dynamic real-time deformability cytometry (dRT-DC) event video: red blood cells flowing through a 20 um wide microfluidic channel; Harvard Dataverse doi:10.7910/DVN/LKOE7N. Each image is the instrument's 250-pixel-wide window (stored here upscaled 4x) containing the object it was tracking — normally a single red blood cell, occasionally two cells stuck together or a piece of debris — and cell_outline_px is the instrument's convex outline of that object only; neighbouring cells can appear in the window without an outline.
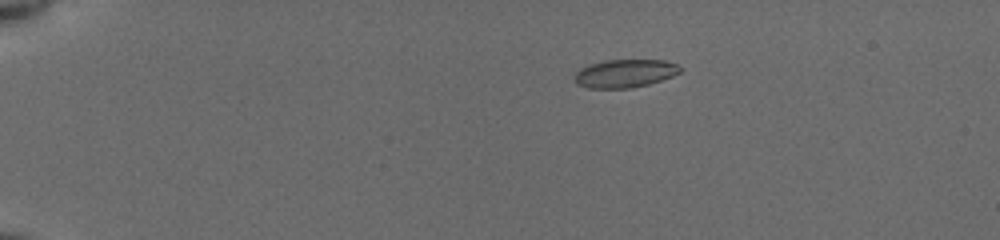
{"species": "common noctule bat (a hibernating species)", "species_latin": "Nyctalus noctula", "temperature_condition": "cold", "stored_images_in_passage": 46, "camera_frame_rate_fps": 3000, "um_per_image_px": 0.085, "animal": {"sex": "female", "body_mass_g": 19.5, "forearm_length_mm": 54.1}, "frame": {"image": 1, "passage_image": 3, "time_ms": 0.667, "image_size_px": [1000, 240], "cell_outline_px": [[684, 68], [680, 72], [672, 76], [648, 84], [628, 88], [588, 88], [576, 84], [572, 80], [576, 72], [580, 68], [588, 64], [604, 60], [664, 60], [676, 64]], "centroid_in_image_um": [53.07, 6.23], "position_along_channel_um": 31.9, "area_um2": 17.46}}
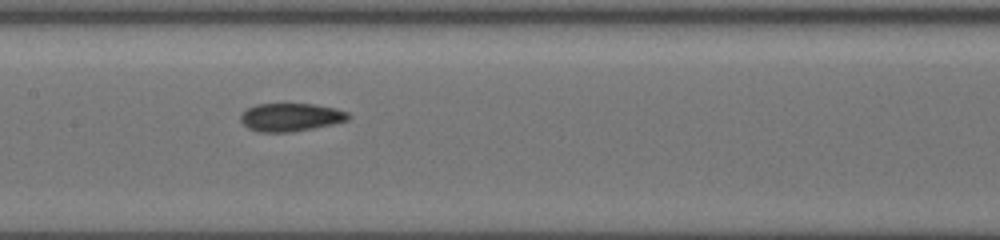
{"frame": {"image": 2, "passage_image": 21, "time_ms": 6.667, "image_size_px": [1000, 240], "cell_outline_px": [[352, 116], [348, 120], [332, 124], [292, 132], [260, 132], [248, 128], [240, 120], [240, 116], [248, 108], [256, 104], [312, 104], [336, 108], [348, 112]], "centroid_in_image_um": [24.73, 9.96], "position_along_channel_um": 182.7, "area_um2": 17.57}}
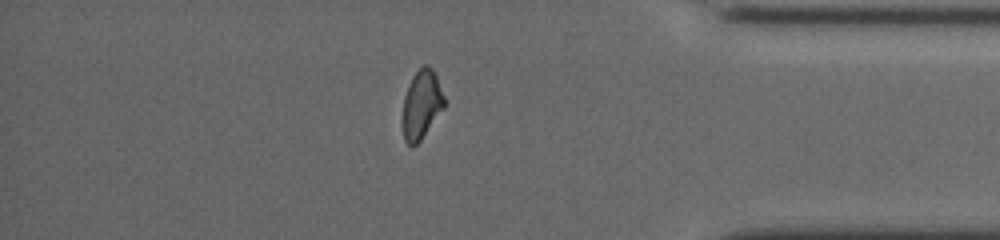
{"frame": {"image": 3, "passage_image": 39, "time_ms": 12.667, "image_size_px": [1000, 240], "cell_outline_px": [[444, 108], [420, 140], [412, 148], [404, 140], [404, 96], [408, 84], [412, 76], [424, 64], [428, 64], [432, 68], [436, 76], [444, 96]], "centroid_in_image_um": [35.84, 8.86], "position_along_channel_um": 399.4, "area_um2": 16.36}, "authors_computed_cell_mechanics": {"area_um2": 17.6001, "velocity_mm_per_s": 3.9375, "shape_relaxation_time_tau1_ms": 8.4648, "shape_relaxation_time_tau2_ms": 2.0534, "deformation_change_tau1": 0.1946, "deformation_change_tau2": 0.0766}}